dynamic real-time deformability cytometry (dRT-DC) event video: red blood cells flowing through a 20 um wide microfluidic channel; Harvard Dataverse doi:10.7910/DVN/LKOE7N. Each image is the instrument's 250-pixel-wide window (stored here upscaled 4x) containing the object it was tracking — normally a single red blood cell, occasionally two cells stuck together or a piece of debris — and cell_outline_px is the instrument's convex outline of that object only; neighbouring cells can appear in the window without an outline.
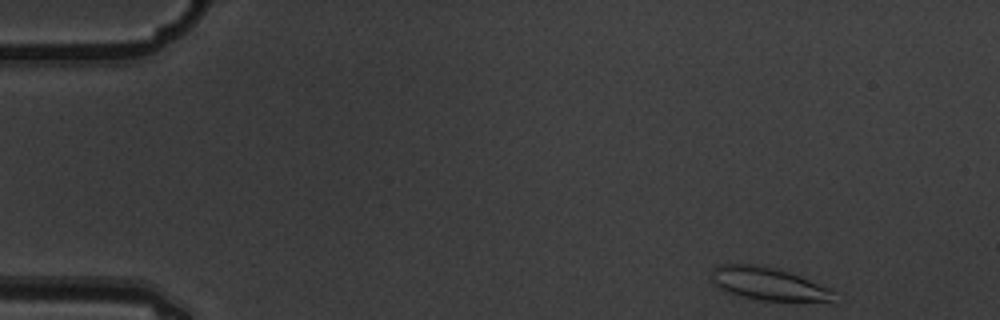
{"species": "common noctule bat (a hibernating species)", "species_latin": "Nyctalus noctula", "temperature_condition": "warm", "stored_images_in_passage": 4, "camera_frame_rate_fps": 3000, "um_per_image_px": 0.085, "animal": {"sex": "male", "body_mass_g": 19.5, "forearm_length_mm": 54.6}, "frame": {"image": 1, "passage_image": 1, "time_ms": 0.0, "image_size_px": [1000, 320], "cell_outline_px": [[836, 304], [832, 304], [764, 300], [744, 296], [728, 292], [720, 288], [712, 280], [712, 268], [716, 264], [756, 264], [776, 268], [788, 272], [808, 280], [832, 292]], "centroid_in_image_um": [65.34, 24.15], "position_along_channel_um": 19.7, "area_um2": 23.47}}
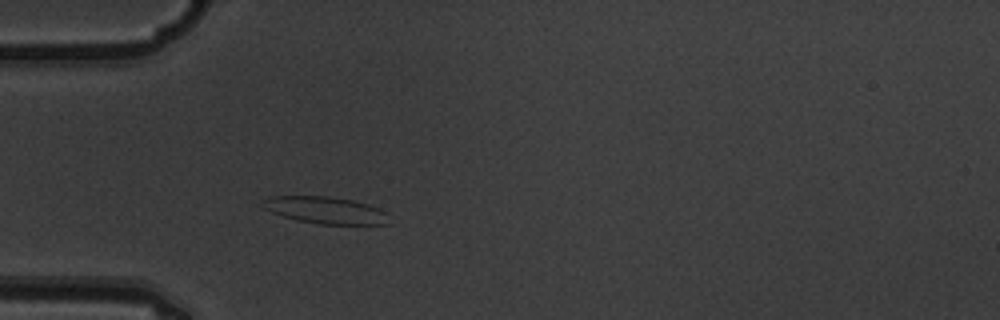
{"frame": {"image": 2, "passage_image": 4, "time_ms": 1.0, "image_size_px": [1000, 320], "cell_outline_px": [[392, 224], [320, 224], [296, 220], [272, 212], [264, 208], [260, 204], [268, 196], [328, 196], [352, 200], [368, 204], [380, 208], [388, 212]], "centroid_in_image_um": [27.72, 17.87], "position_along_channel_um": 57.3, "area_um2": 20.06}}